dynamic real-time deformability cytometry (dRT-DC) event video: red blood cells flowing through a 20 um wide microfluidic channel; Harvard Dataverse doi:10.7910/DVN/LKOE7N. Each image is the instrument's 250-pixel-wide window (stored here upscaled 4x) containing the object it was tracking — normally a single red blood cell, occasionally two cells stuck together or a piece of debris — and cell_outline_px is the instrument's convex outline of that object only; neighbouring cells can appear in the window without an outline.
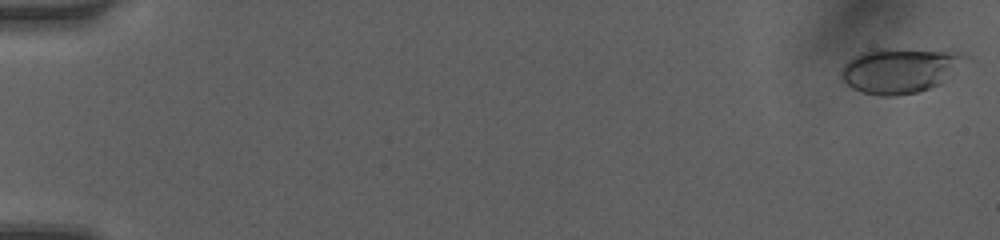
{"species": "human", "species_latin": "Homo sapiens", "temperature_condition": "room temperature", "stored_images_in_passage": 50, "camera_frame_rate_fps": 3000, "um_per_image_px": 0.085, "donor": {"sex": "female"}, "frame": {"image": 1, "passage_image": 1, "time_ms": 0.0, "image_size_px": [1000, 240], "cell_outline_px": [[972, 60], [940, 84], [916, 92], [896, 96], [880, 96], [864, 92], [852, 88], [840, 76], [840, 72], [844, 64], [848, 60], [860, 52], [880, 48], [896, 48], [956, 52], [972, 56]], "centroid_in_image_um": [76.56, 5.96], "position_along_channel_um": 8.4, "area_um2": 33.06}}
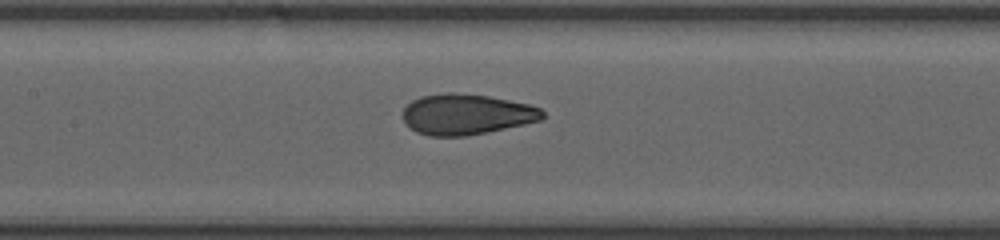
{"frame": {"image": 2, "passage_image": 25, "time_ms": 8.0, "image_size_px": [1000, 240], "cell_outline_px": [[544, 116], [540, 120], [524, 124], [464, 136], [428, 136], [416, 132], [408, 128], [404, 124], [400, 116], [404, 108], [412, 100], [420, 96], [448, 92], [456, 92], [488, 96], [528, 104], [540, 108], [544, 112]], "centroid_in_image_um": [39.56, 9.71], "position_along_channel_um": 167.8, "area_um2": 33.23}}
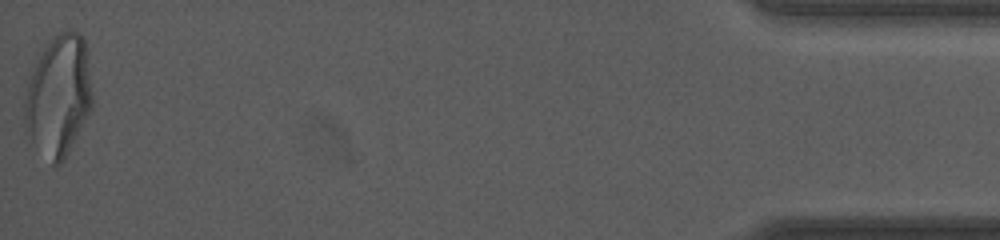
{"frame": {"image": 3, "passage_image": 50, "time_ms": 16.333, "image_size_px": [1000, 240], "cell_outline_px": [[92, 108], [64, 160], [56, 168], [52, 164], [24, 132], [24, 100], [28, 80], [44, 48], [52, 36], [60, 32], [76, 32], [84, 40], [88, 52], [92, 96]], "centroid_in_image_um": [4.97, 8.17], "position_along_channel_um": 430.2, "area_um2": 47.69}, "authors_computed_cell_mechanics": {"area_um2": 33.0905, "velocity_mm_per_s": 4.1935, "shape_relaxation_time_tau1_ms": 4.9765, "shape_relaxation_time_tau2_ms": 0.7212, "deformation_change_tau1": 0.201, "deformation_change_tau2": 0.0655}}